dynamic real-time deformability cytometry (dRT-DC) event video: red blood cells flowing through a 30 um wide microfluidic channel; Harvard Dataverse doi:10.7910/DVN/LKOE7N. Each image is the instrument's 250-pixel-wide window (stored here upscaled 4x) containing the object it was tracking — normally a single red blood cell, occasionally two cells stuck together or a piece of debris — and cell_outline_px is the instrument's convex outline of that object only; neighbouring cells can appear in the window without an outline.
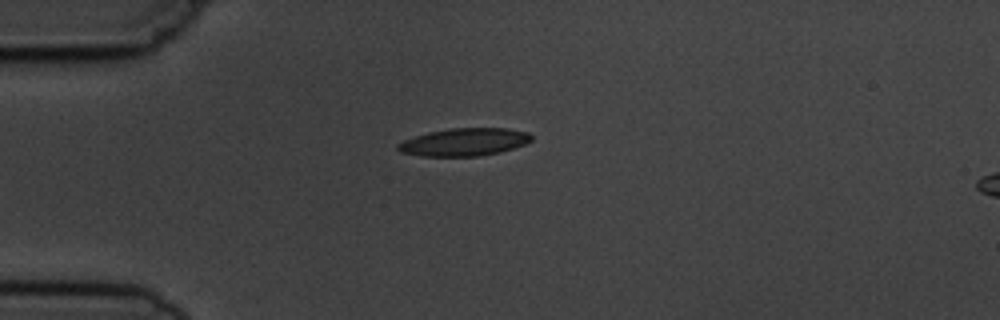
{"species": "common noctule bat (a hibernating species)", "species_latin": "Nyctalus noctula", "temperature_condition": "cold", "stored_images_in_passage": 3, "camera_frame_rate_fps": 3000, "um_per_image_px": 0.085, "animal": {"sex": "male", "body_mass_g": 19.5, "forearm_length_mm": 54.6}, "frame": {"image": 1, "passage_image": 1, "time_ms": 0.0, "image_size_px": [1000, 320], "cell_outline_px": [[532, 140], [524, 144], [500, 152], [476, 156], [420, 156], [400, 152], [396, 148], [396, 144], [404, 140], [428, 132], [448, 128], [508, 128], [528, 132], [532, 136]], "centroid_in_image_um": [39.44, 12.07], "position_along_channel_um": 45.6, "area_um2": 21.56}}
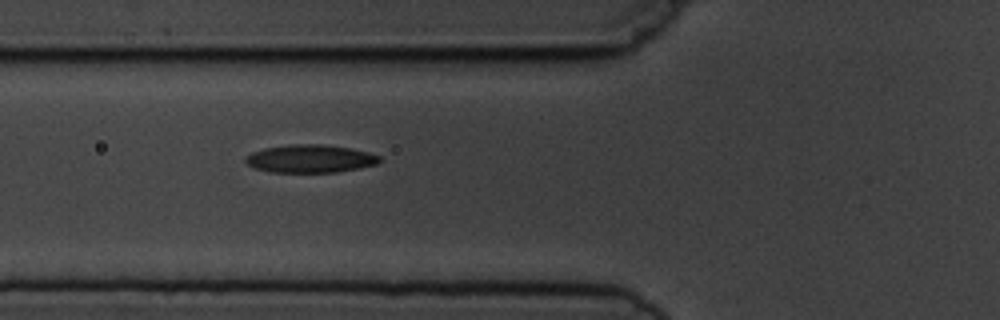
{"frame": {"image": 2, "passage_image": 3, "time_ms": 2.0, "image_size_px": [1000, 320], "cell_outline_px": [[384, 160], [376, 164], [360, 168], [336, 172], [268, 172], [256, 168], [248, 164], [244, 160], [244, 156], [252, 152], [264, 148], [292, 144], [320, 144], [348, 148], [368, 152], [380, 156]], "centroid_in_image_um": [26.36, 13.49], "position_along_channel_um": 99.4, "area_um2": 21.85}}